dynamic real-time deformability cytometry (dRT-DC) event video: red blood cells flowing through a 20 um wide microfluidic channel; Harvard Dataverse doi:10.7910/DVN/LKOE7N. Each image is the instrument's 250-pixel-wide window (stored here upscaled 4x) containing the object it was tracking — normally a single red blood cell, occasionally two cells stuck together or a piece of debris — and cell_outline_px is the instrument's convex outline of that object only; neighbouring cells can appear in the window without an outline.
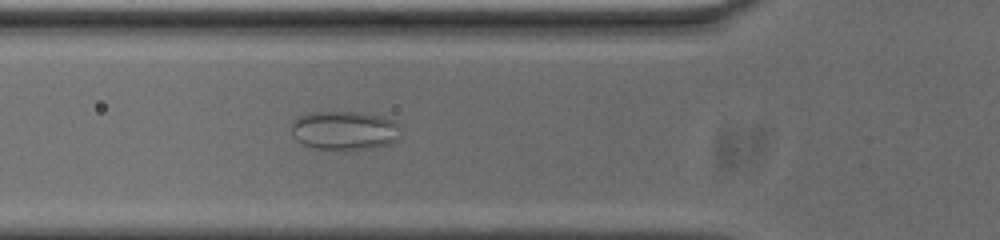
{"species": "common noctule bat (a hibernating species)", "species_latin": "Nyctalus noctula", "temperature_condition": "cold", "stored_images_in_passage": 54, "camera_frame_rate_fps": 3000, "um_per_image_px": 0.085, "animal": {"sex": "male", "body_mass_g": 20.0, "forearm_length_mm": 53.3}, "frame": {"image": 1, "passage_image": 18, "time_ms": 5.667, "image_size_px": [1000, 240], "cell_outline_px": [[396, 124], [392, 144], [372, 148], [344, 152], [332, 152], [312, 148], [296, 140], [292, 132], [292, 124], [300, 116], [308, 112], [360, 112], [380, 116], [392, 120]], "centroid_in_image_um": [29.18, 11.14], "position_along_channel_um": 96.6, "area_um2": 24.91}}
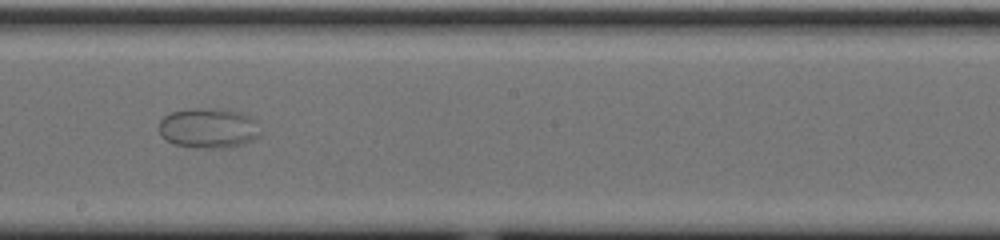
{"frame": {"image": 2, "passage_image": 29, "time_ms": 9.333, "image_size_px": [1000, 240], "cell_outline_px": [[260, 132], [252, 140], [244, 144], [220, 148], [212, 148], [176, 144], [168, 140], [160, 132], [160, 120], [164, 116], [172, 112], [188, 108], [200, 108], [240, 112], [256, 120]], "centroid_in_image_um": [17.73, 10.87], "position_along_channel_um": 230.5, "area_um2": 23.06}}
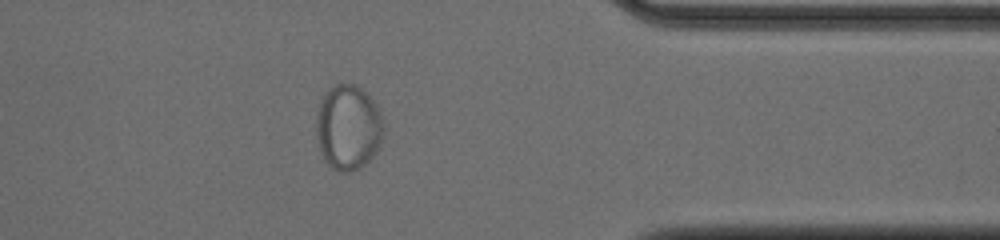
{"frame": {"image": 3, "passage_image": 43, "time_ms": 14.0, "image_size_px": [1000, 240], "cell_outline_px": [[380, 140], [376, 152], [364, 164], [348, 172], [340, 172], [332, 168], [324, 160], [320, 152], [316, 128], [316, 116], [320, 104], [324, 96], [336, 84], [356, 84], [376, 104], [380, 116]], "centroid_in_image_um": [29.55, 10.84], "position_along_channel_um": 381.9, "area_um2": 32.37}}